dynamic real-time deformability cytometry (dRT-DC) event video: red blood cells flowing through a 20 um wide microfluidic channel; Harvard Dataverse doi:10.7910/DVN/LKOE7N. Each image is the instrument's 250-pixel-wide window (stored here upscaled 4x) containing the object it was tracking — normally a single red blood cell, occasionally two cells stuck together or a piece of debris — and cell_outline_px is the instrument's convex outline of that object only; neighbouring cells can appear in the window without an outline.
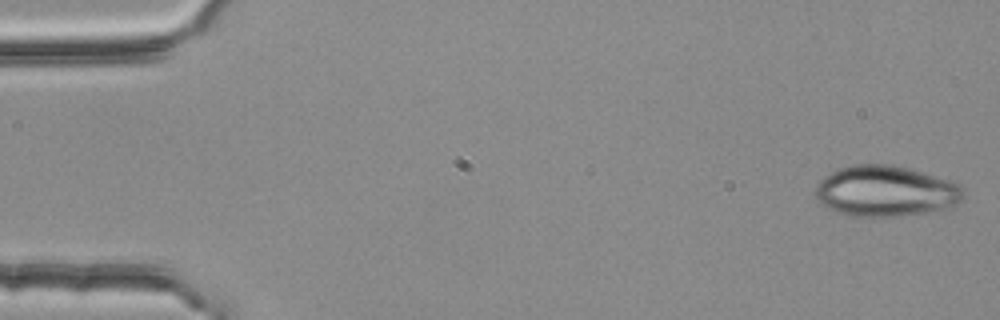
{"species": "common noctule bat (a hibernating species)", "species_latin": "Nyctalus noctula", "temperature_condition": "room temperature", "stored_images_in_passage": 5, "camera_frame_rate_fps": 3000, "um_per_image_px": 0.085, "animal": {"sex": "female", "body_mass_g": 25.1}, "frame": {"image": 1, "passage_image": 1, "time_ms": 0.0, "image_size_px": [1000, 320], "cell_outline_px": [[964, 196], [956, 204], [944, 208], [924, 212], [900, 216], [848, 216], [836, 212], [820, 204], [816, 196], [816, 184], [824, 176], [840, 168], [852, 164], [892, 164], [908, 168], [960, 184], [964, 188]], "centroid_in_image_um": [75.24, 16.24], "position_along_channel_um": 9.8, "area_um2": 43.64}}